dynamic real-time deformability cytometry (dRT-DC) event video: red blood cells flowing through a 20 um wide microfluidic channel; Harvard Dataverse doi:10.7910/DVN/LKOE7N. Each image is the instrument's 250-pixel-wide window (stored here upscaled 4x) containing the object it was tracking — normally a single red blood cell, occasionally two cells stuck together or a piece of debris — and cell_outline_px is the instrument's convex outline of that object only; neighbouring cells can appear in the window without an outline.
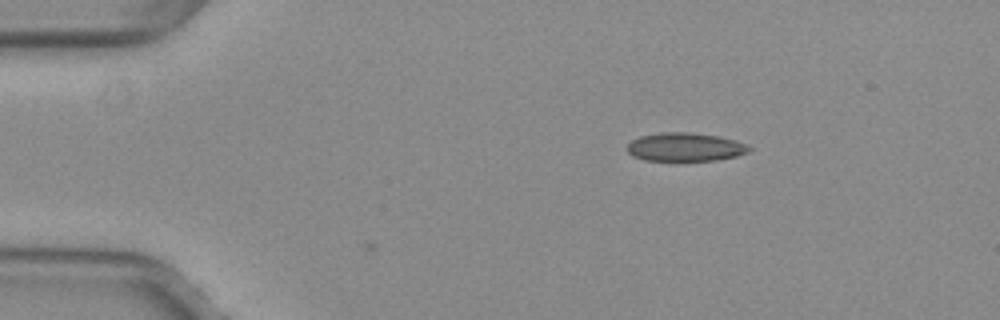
{"species": "common noctule bat (a hibernating species)", "species_latin": "Nyctalus noctula", "temperature_condition": "warm", "stored_images_in_passage": 3, "camera_frame_rate_fps": 3000, "um_per_image_px": 0.085, "animal": {"sex": "female", "body_mass_g": 29.2, "forearm_length_mm": 56.3}, "frame": {"image": 1, "passage_image": 1, "time_ms": 0.0, "image_size_px": [1000, 320], "cell_outline_px": [[752, 148], [748, 152], [736, 156], [716, 160], [644, 160], [632, 156], [628, 152], [628, 144], [632, 140], [640, 136], [660, 132], [688, 132], [720, 136], [736, 140], [748, 144]], "centroid_in_image_um": [58.26, 12.49], "position_along_channel_um": 26.7, "area_um2": 20.29}}